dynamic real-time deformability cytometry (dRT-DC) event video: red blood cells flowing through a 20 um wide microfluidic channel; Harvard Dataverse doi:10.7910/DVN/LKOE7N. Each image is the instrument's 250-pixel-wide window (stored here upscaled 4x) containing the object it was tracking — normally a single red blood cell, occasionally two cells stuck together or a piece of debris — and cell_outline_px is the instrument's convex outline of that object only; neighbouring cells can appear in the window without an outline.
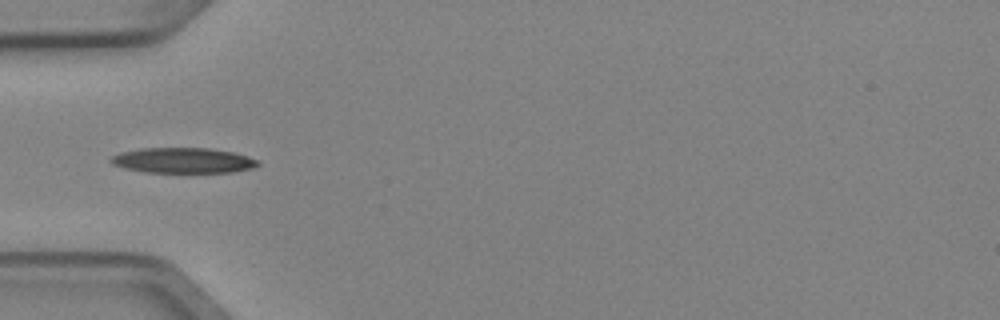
{"species": "Egyptian fruit bat (a non-hibernating species)", "species_latin": "Rousettus aegyptiacus", "temperature_condition": "cold", "stored_images_in_passage": 4, "camera_frame_rate_fps": 3000, "um_per_image_px": 0.085, "animal": {"sex": "female"}, "frame": {"image": 1, "passage_image": 4, "time_ms": 1.0, "image_size_px": [1000, 320], "cell_outline_px": [[260, 164], [252, 168], [232, 172], [144, 172], [124, 168], [112, 164], [108, 160], [112, 156], [120, 152], [140, 148], [208, 148], [232, 152], [248, 156], [260, 160]], "centroid_in_image_um": [15.55, 13.63], "position_along_channel_um": 69.5, "area_um2": 21.79}}